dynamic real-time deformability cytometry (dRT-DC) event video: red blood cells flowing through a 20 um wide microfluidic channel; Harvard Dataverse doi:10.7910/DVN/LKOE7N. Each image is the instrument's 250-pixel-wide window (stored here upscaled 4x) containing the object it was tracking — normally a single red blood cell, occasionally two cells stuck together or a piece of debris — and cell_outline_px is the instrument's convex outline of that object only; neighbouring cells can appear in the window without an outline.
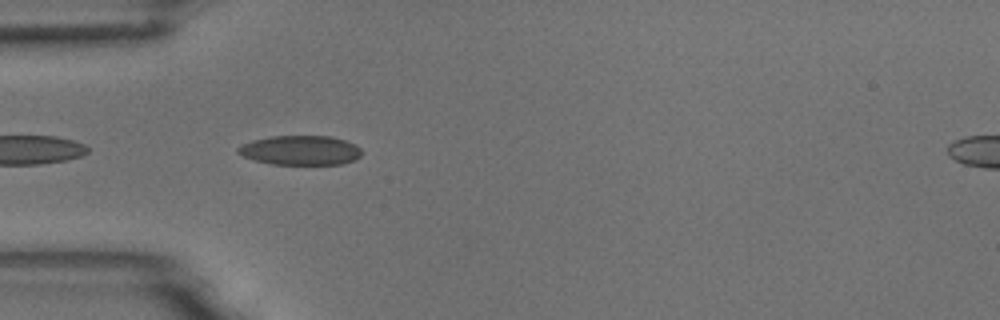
{"species": "common noctule bat (a hibernating species)", "species_latin": "Nyctalus noctula", "temperature_condition": "room temperature", "stored_images_in_passage": 13, "camera_frame_rate_fps": 3000, "um_per_image_px": 0.085, "animal": {"sex": "male", "body_mass_g": 18.8}, "frame": {"image": 1, "passage_image": 3, "time_ms": 0.667, "image_size_px": [1000, 320], "cell_outline_px": [[360, 156], [356, 160], [344, 164], [272, 164], [256, 160], [244, 156], [236, 152], [236, 148], [240, 144], [252, 140], [272, 136], [328, 136], [344, 140], [356, 144], [360, 148]], "centroid_in_image_um": [25.53, 12.77], "position_along_channel_um": 59.5, "area_um2": 21.27}}